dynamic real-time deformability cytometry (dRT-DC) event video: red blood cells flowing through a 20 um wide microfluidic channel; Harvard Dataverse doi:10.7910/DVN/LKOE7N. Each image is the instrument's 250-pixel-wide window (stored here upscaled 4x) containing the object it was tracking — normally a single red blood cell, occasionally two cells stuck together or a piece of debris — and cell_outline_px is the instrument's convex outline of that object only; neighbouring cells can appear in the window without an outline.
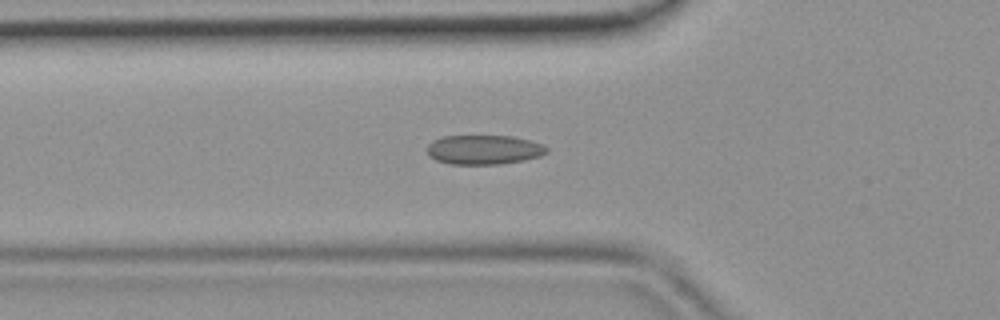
{"species": "common noctule bat (a hibernating species)", "species_latin": "Nyctalus noctula", "temperature_condition": "room temperature", "stored_images_in_passage": 44, "camera_frame_rate_fps": 3000, "um_per_image_px": 0.085, "animal": {"sex": "female", "body_mass_g": 19.9}, "frame": {"image": 1, "passage_image": 15, "time_ms": 4.667, "image_size_px": [1000, 320], "cell_outline_px": [[548, 152], [540, 156], [524, 160], [500, 164], [452, 164], [436, 160], [428, 156], [428, 144], [432, 140], [444, 136], [512, 136], [544, 144], [548, 148]], "centroid_in_image_um": [41.14, 12.72], "position_along_channel_um": 84.7, "area_um2": 20.52}}
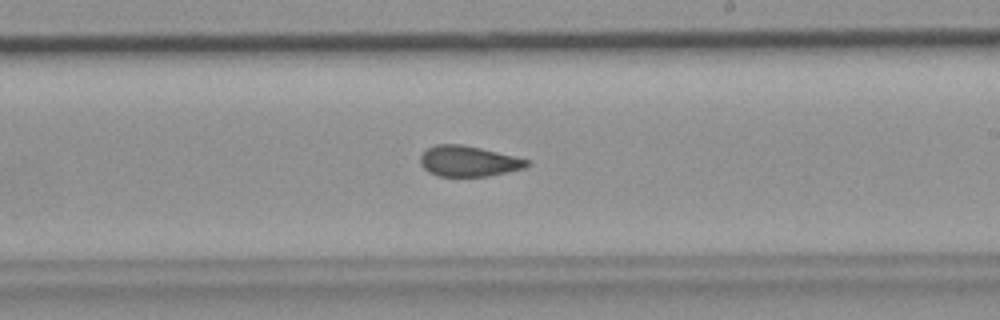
{"frame": {"image": 2, "passage_image": 26, "time_ms": 8.333, "image_size_px": [1000, 320], "cell_outline_px": [[532, 164], [524, 168], [488, 176], [440, 176], [428, 172], [420, 164], [420, 156], [428, 148], [436, 144], [460, 144], [480, 148], [532, 160]], "centroid_in_image_um": [39.85, 13.7], "position_along_channel_um": 249.2, "area_um2": 19.02}}
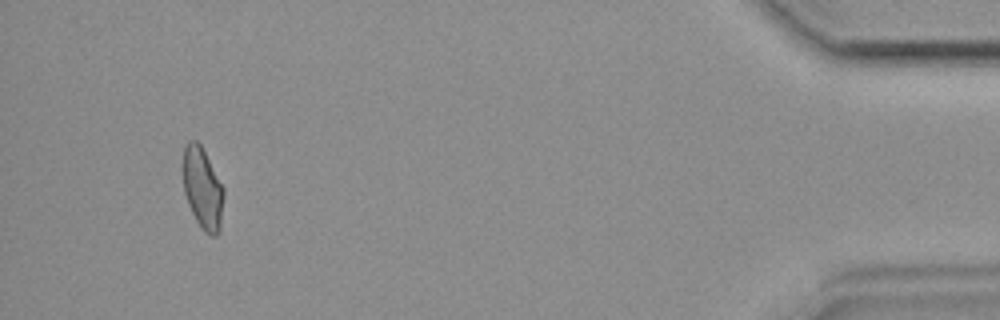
{"frame": {"image": 3, "passage_image": 42, "time_ms": 13.667, "image_size_px": [1000, 320], "cell_outline_px": [[224, 196], [220, 228], [216, 236], [212, 236], [204, 232], [196, 220], [188, 204], [184, 192], [180, 164], [184, 148], [188, 140], [196, 140], [200, 144], [224, 188]], "centroid_in_image_um": [17.18, 15.98], "position_along_channel_um": 418.0, "area_um2": 19.71}}